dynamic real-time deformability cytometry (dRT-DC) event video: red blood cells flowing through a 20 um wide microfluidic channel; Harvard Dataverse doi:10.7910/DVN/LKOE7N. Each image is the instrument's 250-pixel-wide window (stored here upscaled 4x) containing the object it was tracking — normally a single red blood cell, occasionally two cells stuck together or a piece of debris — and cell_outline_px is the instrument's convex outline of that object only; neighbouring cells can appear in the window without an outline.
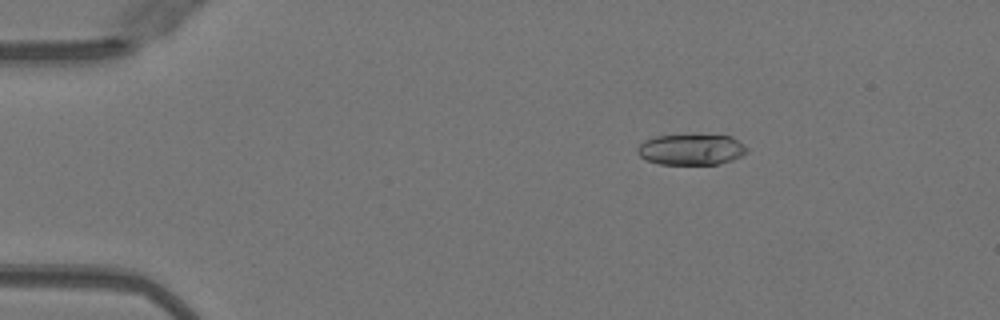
{"species": "Egyptian fruit bat (a non-hibernating species)", "species_latin": "Rousettus aegyptiacus", "temperature_condition": "warm", "stored_images_in_passage": 51, "camera_frame_rate_fps": 3000, "um_per_image_px": 0.085, "animal": {"sex": "female"}, "frame": {"image": 1, "passage_image": 9, "time_ms": 2.667, "image_size_px": [1000, 320], "cell_outline_px": [[748, 152], [732, 160], [720, 164], [660, 164], [648, 160], [640, 156], [636, 152], [636, 148], [644, 140], [656, 136], [732, 136], [744, 144], [748, 148]], "centroid_in_image_um": [58.76, 12.72], "position_along_channel_um": 26.2, "area_um2": 19.48}}
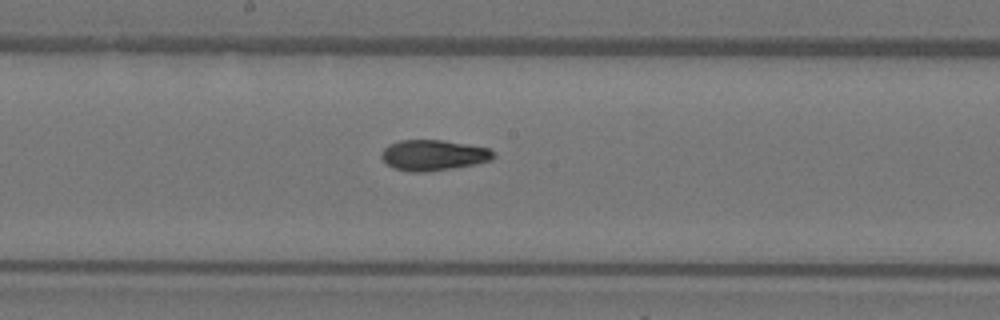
{"frame": {"image": 2, "passage_image": 28, "time_ms": 9.0, "image_size_px": [1000, 320], "cell_outline_px": [[496, 156], [492, 160], [476, 164], [424, 172], [412, 172], [396, 168], [388, 164], [380, 156], [380, 152], [388, 144], [400, 140], [444, 140], [488, 148], [496, 152]], "centroid_in_image_um": [36.85, 13.18], "position_along_channel_um": 211.3, "area_um2": 20.0}}
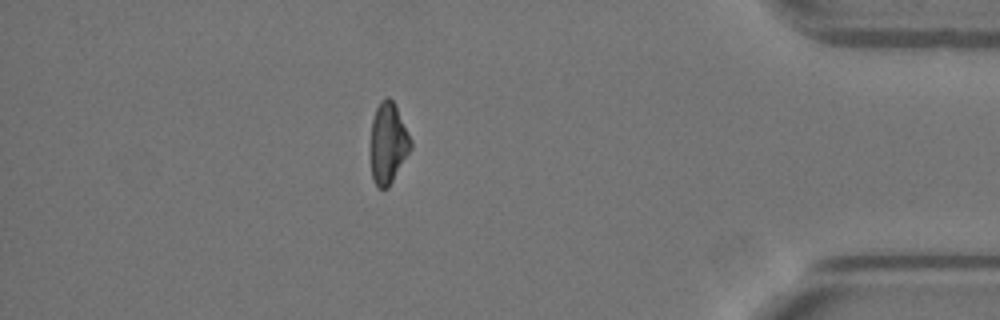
{"frame": {"image": 3, "passage_image": 45, "time_ms": 14.667, "image_size_px": [1000, 320], "cell_outline_px": [[412, 148], [388, 188], [376, 188], [372, 180], [372, 120], [376, 108], [380, 100], [384, 96], [388, 96], [392, 100], [412, 140]], "centroid_in_image_um": [33.0, 12.18], "position_along_channel_um": 402.2, "area_um2": 18.67}, "authors_computed_cell_mechanics": {"area_um2": 20.1722, "velocity_mm_per_s": 4.05, "shape_relaxation_time_tau1_ms": null, "shape_relaxation_time_tau2_ms": 2.788, "deformation_change_tau1": null, "deformation_change_tau2": 0.0817}}